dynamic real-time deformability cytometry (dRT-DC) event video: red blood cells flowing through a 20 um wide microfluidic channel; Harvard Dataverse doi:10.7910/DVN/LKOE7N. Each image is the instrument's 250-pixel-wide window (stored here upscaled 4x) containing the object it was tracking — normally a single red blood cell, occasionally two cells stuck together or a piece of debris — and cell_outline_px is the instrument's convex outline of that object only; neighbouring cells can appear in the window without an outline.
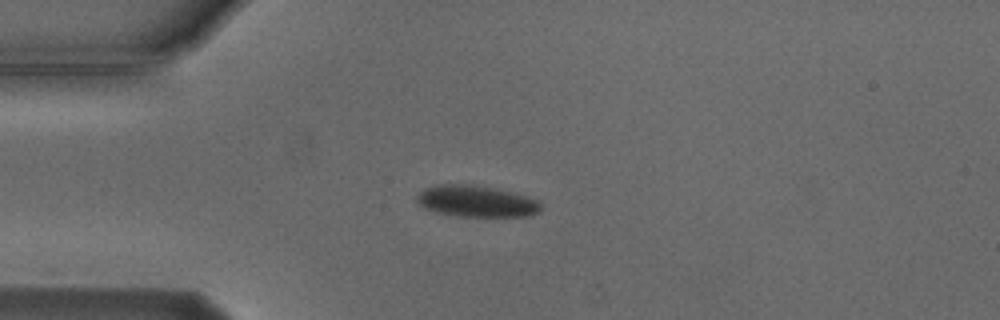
{"species": "Egyptian fruit bat (a non-hibernating species)", "species_latin": "Rousettus aegyptiacus", "temperature_condition": "cold", "stored_images_in_passage": 5, "camera_frame_rate_fps": 3000, "um_per_image_px": 0.085, "animal": {"sex": "male"}, "frame": {"image": 1, "passage_image": 3, "time_ms": 2.333, "image_size_px": [1000, 320], "cell_outline_px": [[540, 212], [532, 216], [456, 216], [436, 212], [424, 208], [416, 204], [416, 196], [424, 188], [436, 184], [472, 184], [492, 188], [540, 200]], "centroid_in_image_um": [40.43, 17.11], "position_along_channel_um": 44.6, "area_um2": 22.77}}
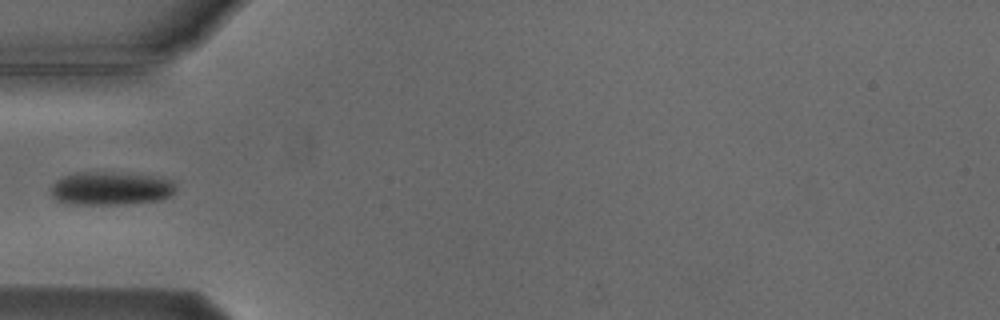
{"frame": {"image": 2, "passage_image": 4, "time_ms": 3.667, "image_size_px": [1000, 320], "cell_outline_px": [[176, 192], [160, 200], [120, 204], [64, 204], [56, 200], [52, 196], [48, 188], [56, 180], [64, 176], [76, 172], [116, 172], [160, 176], [172, 180], [176, 184]], "centroid_in_image_um": [9.4, 16.0], "position_along_channel_um": 75.6, "area_um2": 24.8}}
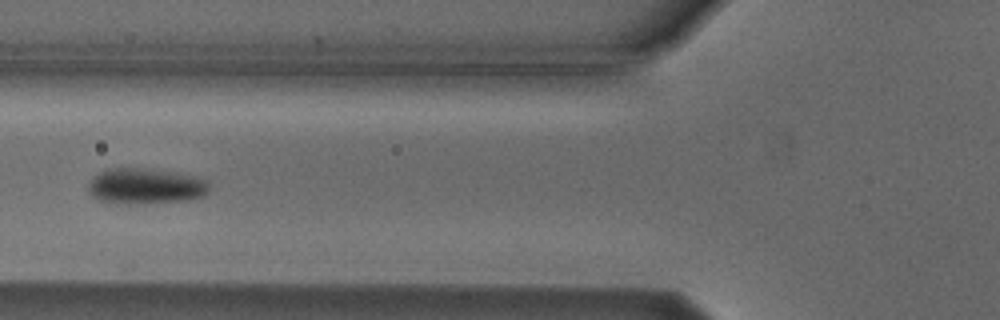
{"frame": {"image": 3, "passage_image": 5, "time_ms": 4.667, "image_size_px": [1000, 320], "cell_outline_px": [[208, 192], [204, 196], [188, 200], [124, 204], [100, 200], [92, 196], [88, 192], [88, 184], [100, 172], [108, 168], [144, 168], [176, 172], [208, 180]], "centroid_in_image_um": [12.38, 15.82], "position_along_channel_um": 113.4, "area_um2": 25.03}}